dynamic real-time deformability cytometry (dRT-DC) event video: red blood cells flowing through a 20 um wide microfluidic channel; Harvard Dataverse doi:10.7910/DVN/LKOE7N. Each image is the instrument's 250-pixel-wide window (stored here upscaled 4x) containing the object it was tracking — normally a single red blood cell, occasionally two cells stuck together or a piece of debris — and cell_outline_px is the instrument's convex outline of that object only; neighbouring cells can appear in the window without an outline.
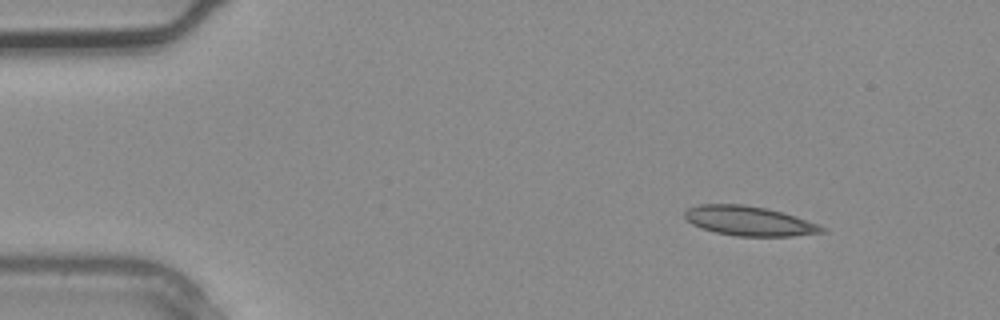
{"species": "common noctule bat (a hibernating species)", "species_latin": "Nyctalus noctula", "temperature_condition": "warm", "stored_images_in_passage": 5, "camera_frame_rate_fps": 3000, "um_per_image_px": 0.085, "animal": {"sex": "male", "body_mass_g": 20.4}, "frame": {"image": 1, "passage_image": 5, "time_ms": 1.333, "image_size_px": [1000, 320], "cell_outline_px": [[828, 232], [792, 236], [736, 236], [716, 232], [700, 228], [692, 224], [684, 216], [684, 212], [688, 208], [700, 204], [744, 204], [768, 208], [784, 212], [820, 224], [828, 228]], "centroid_in_image_um": [63.74, 18.78], "position_along_channel_um": 21.3, "area_um2": 23.99}}